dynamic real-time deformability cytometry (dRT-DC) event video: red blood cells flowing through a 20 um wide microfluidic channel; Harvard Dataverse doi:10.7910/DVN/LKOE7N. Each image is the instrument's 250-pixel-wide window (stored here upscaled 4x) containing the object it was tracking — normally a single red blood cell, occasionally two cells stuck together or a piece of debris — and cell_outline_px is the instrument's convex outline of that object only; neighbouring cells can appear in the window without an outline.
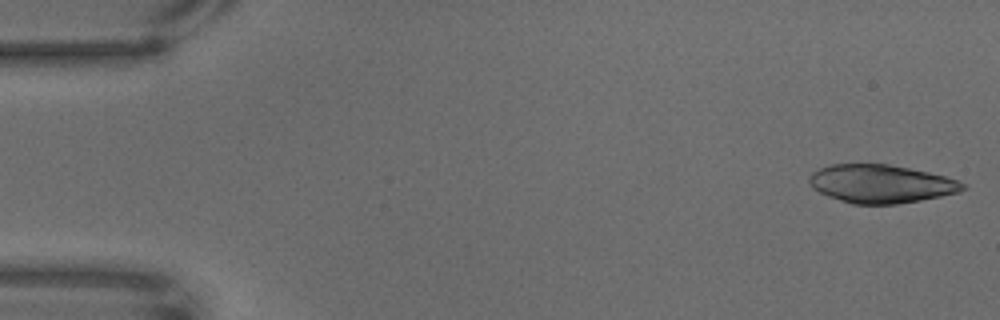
{"species": "common noctule bat (a hibernating species)", "species_latin": "Nyctalus noctula", "temperature_condition": "warm", "stored_images_in_passage": 60, "camera_frame_rate_fps": 3000, "um_per_image_px": 0.085, "animal": {"sex": "male", "body_mass_g": 18.8}, "frame": {"image": 1, "passage_image": 2, "time_ms": 0.333, "image_size_px": [1000, 320], "cell_outline_px": [[968, 188], [960, 192], [920, 200], [896, 204], [852, 204], [828, 196], [812, 188], [808, 180], [812, 172], [820, 168], [832, 164], [888, 164], [928, 172], [960, 180], [968, 184]], "centroid_in_image_um": [74.91, 15.62], "position_along_channel_um": 10.1, "area_um2": 34.28}}